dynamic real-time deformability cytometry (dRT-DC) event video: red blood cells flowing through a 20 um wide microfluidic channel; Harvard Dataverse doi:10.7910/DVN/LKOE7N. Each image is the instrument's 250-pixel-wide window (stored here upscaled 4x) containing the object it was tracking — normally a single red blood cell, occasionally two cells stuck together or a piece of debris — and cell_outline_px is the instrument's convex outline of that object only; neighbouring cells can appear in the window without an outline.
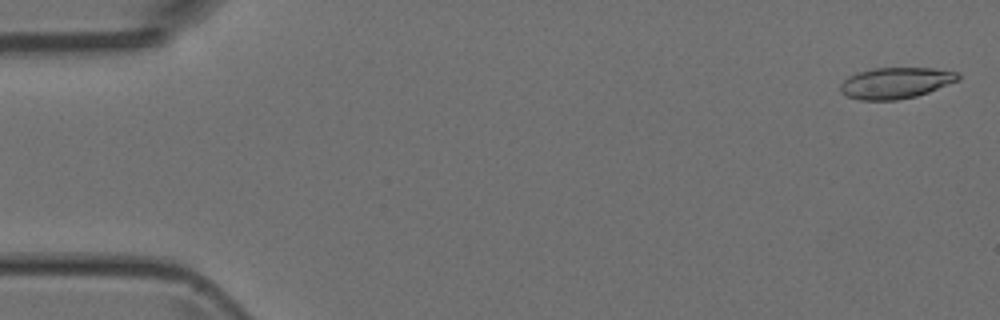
{"species": "Egyptian fruit bat (a non-hibernating species)", "species_latin": "Rousettus aegyptiacus", "temperature_condition": "room temperature", "stored_images_in_passage": 51, "camera_frame_rate_fps": 3000, "um_per_image_px": 0.085, "animal": {"sex": "female"}, "frame": {"image": 1, "passage_image": 2, "time_ms": 0.333, "image_size_px": [1000, 320], "cell_outline_px": [[960, 80], [928, 92], [916, 96], [896, 100], [860, 100], [848, 96], [840, 92], [840, 84], [848, 76], [856, 72], [872, 68], [932, 68], [956, 72], [960, 76]], "centroid_in_image_um": [76.11, 7.05], "position_along_channel_um": 8.9, "area_um2": 21.39}}
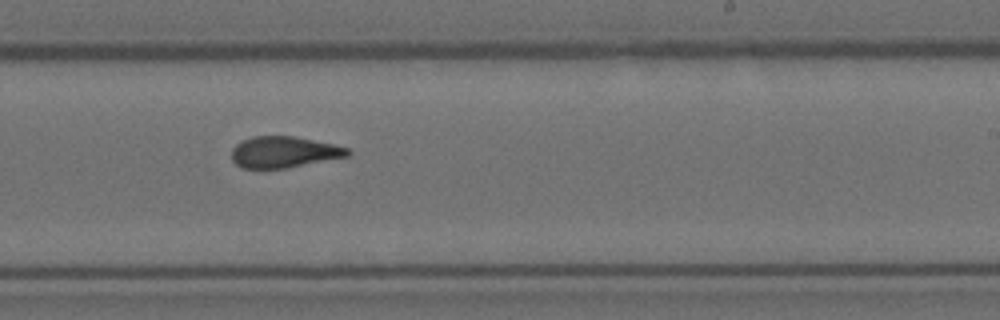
{"frame": {"image": 2, "passage_image": 31, "time_ms": 10.0, "image_size_px": [1000, 320], "cell_outline_px": [[352, 152], [348, 156], [288, 168], [240, 168], [232, 160], [232, 148], [236, 144], [252, 136], [292, 136], [332, 144], [348, 148]], "centroid_in_image_um": [24.12, 12.93], "position_along_channel_um": 264.9, "area_um2": 21.04}}
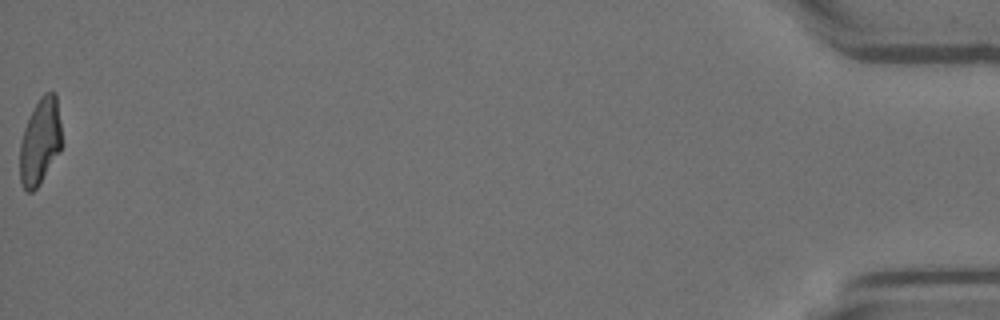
{"frame": {"image": 3, "passage_image": 51, "time_ms": 16.667, "image_size_px": [1000, 320], "cell_outline_px": [[64, 144], [60, 152], [36, 188], [32, 192], [28, 192], [24, 188], [20, 180], [20, 144], [24, 128], [40, 96], [44, 92], [56, 92]], "centroid_in_image_um": [3.45, 12.0], "position_along_channel_um": 431.8, "area_um2": 21.21}}